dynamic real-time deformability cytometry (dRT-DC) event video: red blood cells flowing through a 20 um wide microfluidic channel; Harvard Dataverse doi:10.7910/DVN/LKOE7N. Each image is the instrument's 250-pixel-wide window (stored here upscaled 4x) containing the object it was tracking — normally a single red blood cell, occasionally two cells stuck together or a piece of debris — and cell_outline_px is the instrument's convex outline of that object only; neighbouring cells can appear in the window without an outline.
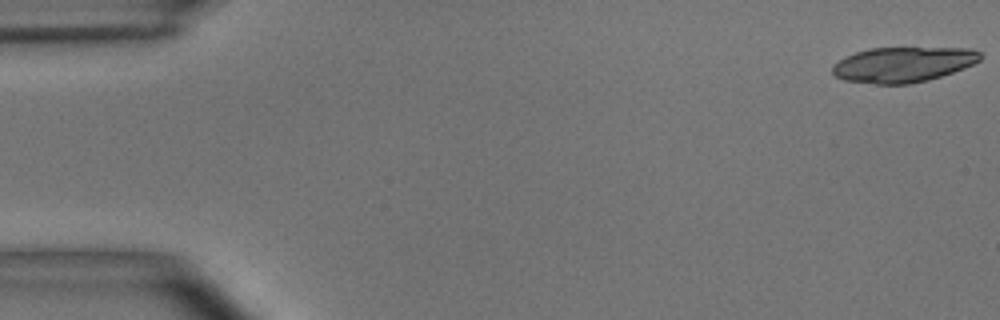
{"species": "common noctule bat (a hibernating species)", "species_latin": "Nyctalus noctula", "temperature_condition": "room temperature", "stored_images_in_passage": 18, "camera_frame_rate_fps": 3000, "um_per_image_px": 0.085, "animal": {"sex": "male", "body_mass_g": 15.6}, "frame": {"image": 1, "passage_image": 1, "time_ms": 0.0, "image_size_px": [1000, 320], "cell_outline_px": [[984, 56], [980, 60], [964, 68], [928, 80], [908, 84], [876, 84], [844, 80], [836, 76], [832, 72], [832, 68], [844, 56], [868, 48], [972, 48], [980, 52]], "centroid_in_image_um": [76.78, 5.48], "position_along_channel_um": 8.2, "area_um2": 30.29}}